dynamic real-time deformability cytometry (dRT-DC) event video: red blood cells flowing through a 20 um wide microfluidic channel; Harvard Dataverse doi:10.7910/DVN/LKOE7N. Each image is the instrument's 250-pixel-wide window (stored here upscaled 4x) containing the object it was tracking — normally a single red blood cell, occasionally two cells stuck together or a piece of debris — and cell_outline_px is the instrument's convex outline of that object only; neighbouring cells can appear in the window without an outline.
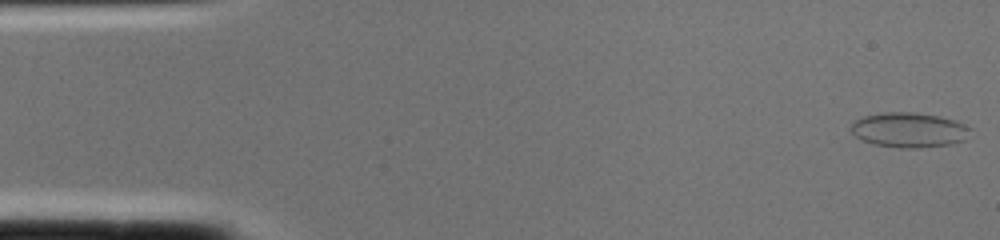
{"species": "common noctule bat (a hibernating species)", "species_latin": "Nyctalus noctula", "temperature_condition": "cold", "stored_images_in_passage": 3, "segment_of_instrument_passage": [1, 2], "camera_frame_rate_fps": 3000, "um_per_image_px": 0.085, "animal": {"sex": "female", "body_mass_g": 22.0, "forearm_length_mm": 56.7}, "frame": {"image": 1, "passage_image": 1, "time_ms": 0.0, "image_size_px": [1000, 240], "cell_outline_px": [[972, 128], [964, 140], [952, 144], [920, 148], [900, 148], [876, 144], [864, 140], [856, 136], [848, 128], [856, 120], [864, 116], [884, 112], [912, 112], [940, 116], [956, 120]], "centroid_in_image_um": [77.29, 11.04], "position_along_channel_um": 7.7, "area_um2": 24.28}}
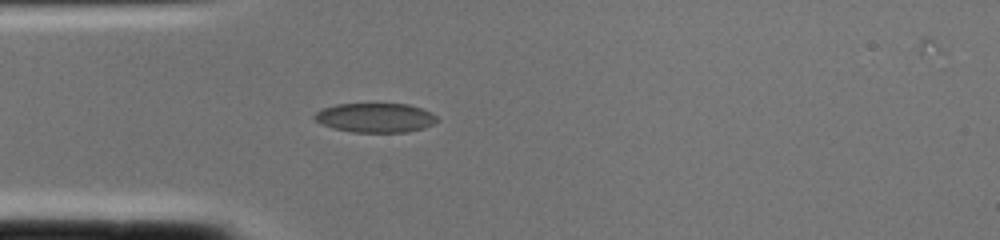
{"frame": {"image": 2, "passage_image": 2, "time_ms": 0.333, "image_size_px": [1000, 240], "cell_outline_px": [[440, 120], [424, 128], [408, 132], [352, 132], [332, 128], [320, 124], [312, 116], [320, 108], [336, 104], [408, 104], [420, 108], [436, 116]], "centroid_in_image_um": [31.86, 10.01], "position_along_channel_um": 53.1, "area_um2": 21.04}}